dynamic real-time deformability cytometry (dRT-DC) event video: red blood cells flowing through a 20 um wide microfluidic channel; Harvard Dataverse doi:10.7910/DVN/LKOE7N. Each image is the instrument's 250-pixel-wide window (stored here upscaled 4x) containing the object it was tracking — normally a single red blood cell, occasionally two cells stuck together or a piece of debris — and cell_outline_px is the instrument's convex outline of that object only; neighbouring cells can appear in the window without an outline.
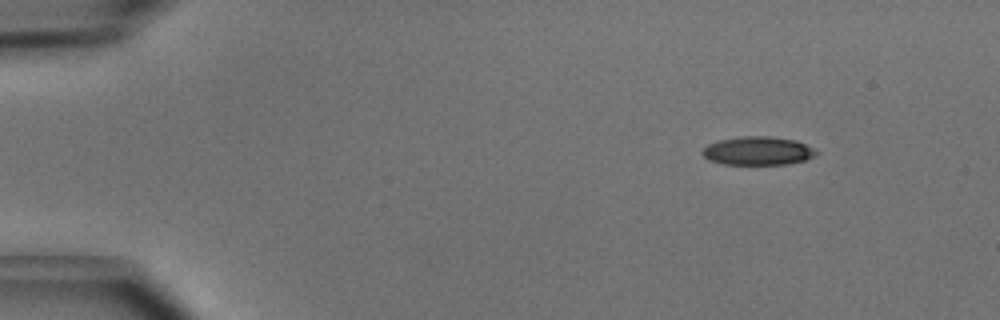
{"species": "common noctule bat (a hibernating species)", "species_latin": "Nyctalus noctula", "temperature_condition": "cold", "stored_images_in_passage": 6, "camera_frame_rate_fps": 3000, "um_per_image_px": 0.085, "animal": {"sex": "male", "body_mass_g": 15.6}, "frame": {"image": 1, "passage_image": 1, "time_ms": 0.0, "image_size_px": [1000, 320], "cell_outline_px": [[820, 152], [804, 160], [788, 164], [724, 164], [708, 160], [700, 152], [708, 144], [720, 140], [740, 136], [772, 136], [796, 140]], "centroid_in_image_um": [64.4, 12.82], "position_along_channel_um": 20.6, "area_um2": 18.84}}
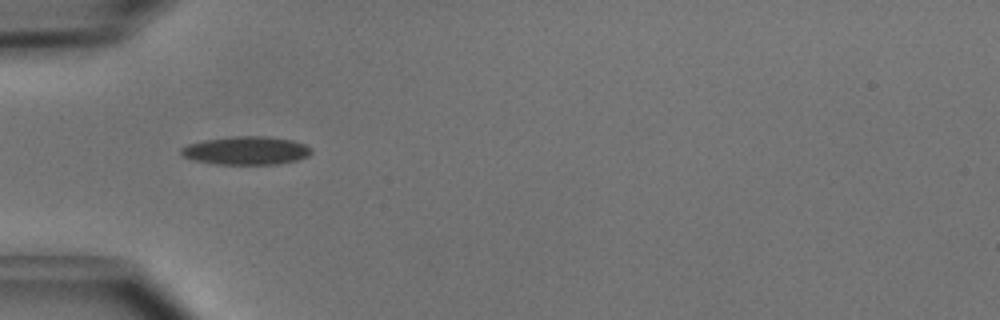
{"frame": {"image": 2, "passage_image": 4, "time_ms": 1.0, "image_size_px": [1000, 320], "cell_outline_px": [[312, 152], [308, 156], [296, 160], [276, 164], [212, 164], [196, 160], [184, 156], [180, 152], [180, 148], [188, 144], [204, 140], [236, 136], [264, 136], [292, 140], [304, 144], [312, 148]], "centroid_in_image_um": [20.93, 12.8], "position_along_channel_um": 64.1, "area_um2": 21.33}}
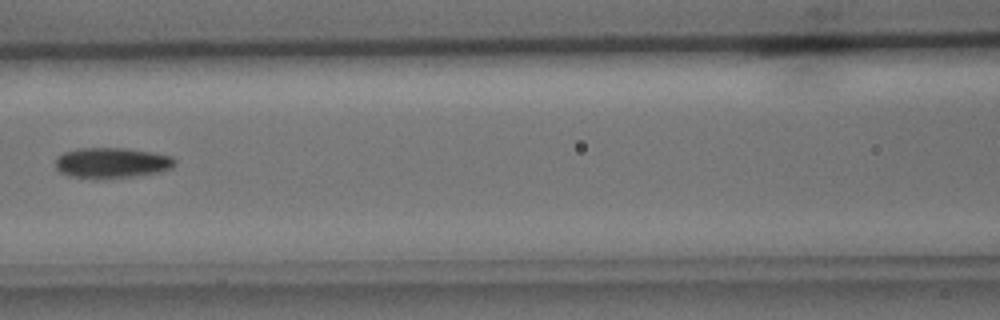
{"frame": {"image": 3, "passage_image": 6, "time_ms": 1.667, "image_size_px": [1000, 320], "cell_outline_px": [[176, 164], [172, 168], [160, 172], [132, 176], [100, 180], [96, 180], [68, 176], [60, 172], [56, 168], [56, 156], [64, 152], [80, 148], [124, 148], [152, 152], [172, 156], [176, 160]], "centroid_in_image_um": [9.48, 13.86], "position_along_channel_um": 157.1, "area_um2": 21.62}}